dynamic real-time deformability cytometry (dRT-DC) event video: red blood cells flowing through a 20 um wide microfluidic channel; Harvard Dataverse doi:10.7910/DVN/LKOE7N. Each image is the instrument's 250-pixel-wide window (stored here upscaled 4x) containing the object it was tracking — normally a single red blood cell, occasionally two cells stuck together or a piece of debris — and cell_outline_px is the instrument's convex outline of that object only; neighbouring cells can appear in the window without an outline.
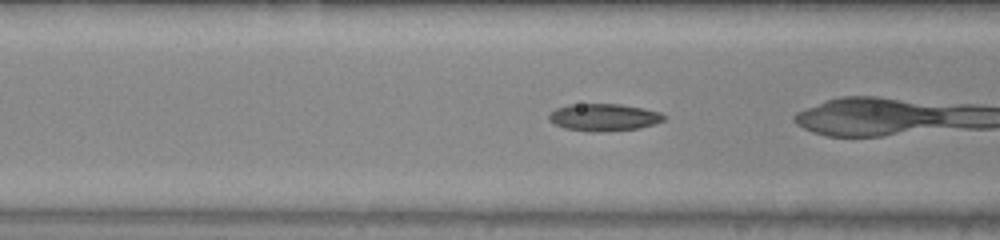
{"species": "common noctule bat (a hibernating species)", "species_latin": "Nyctalus noctula", "temperature_condition": "warm", "stored_images_in_passage": 50, "camera_frame_rate_fps": 3000, "um_per_image_px": 0.085, "animal": {"sex": "male", "body_mass_g": 20.0, "forearm_length_mm": 53.3}, "frame": {"image": 1, "passage_image": 19, "time_ms": 6.0, "image_size_px": [1000, 240], "cell_outline_px": [[664, 120], [640, 128], [596, 132], [588, 132], [564, 128], [548, 120], [548, 116], [556, 108], [568, 104], [620, 104], [644, 108], [660, 112], [664, 116]], "centroid_in_image_um": [51.3, 9.97], "position_along_channel_um": 115.3, "area_um2": 18.21}}
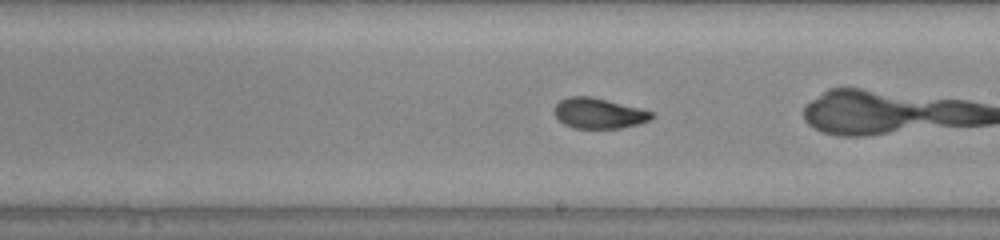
{"frame": {"image": 2, "passage_image": 28, "time_ms": 9.0, "image_size_px": [1000, 240], "cell_outline_px": [[652, 116], [648, 120], [640, 124], [620, 128], [572, 128], [564, 124], [552, 112], [556, 104], [560, 100], [568, 96], [588, 96], [640, 108], [652, 112]], "centroid_in_image_um": [50.84, 9.63], "position_along_channel_um": 238.2, "area_um2": 17.11}, "authors_computed_cell_mechanics": {"area_um2": 17.8891, "velocity_mm_per_s": 4.1035, "shape_relaxation_time_tau1_ms": null, "shape_relaxation_time_tau2_ms": 0.9678, "deformation_change_tau1": null, "deformation_change_tau2": 0.0494}}